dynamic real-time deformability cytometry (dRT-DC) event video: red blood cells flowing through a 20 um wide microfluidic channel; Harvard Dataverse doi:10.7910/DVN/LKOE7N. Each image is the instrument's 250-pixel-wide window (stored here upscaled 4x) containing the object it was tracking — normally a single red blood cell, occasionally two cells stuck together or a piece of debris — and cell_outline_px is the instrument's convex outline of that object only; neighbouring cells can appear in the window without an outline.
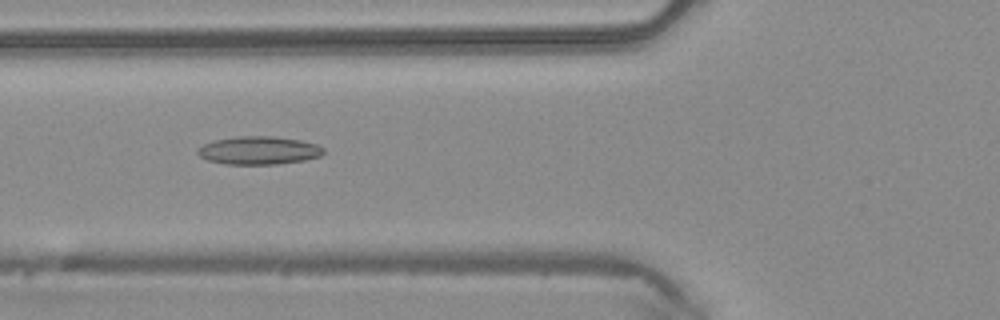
{"species": "common noctule bat (a hibernating species)", "species_latin": "Nyctalus noctula", "temperature_condition": "warm", "stored_images_in_passage": 39, "camera_frame_rate_fps": 3000, "um_per_image_px": 0.085, "animal": {"sex": "male", "body_mass_g": 20.4}, "frame": {"image": 1, "passage_image": 10, "time_ms": 3.0, "image_size_px": [1000, 320], "cell_outline_px": [[324, 152], [320, 156], [304, 160], [276, 164], [224, 164], [208, 160], [200, 156], [196, 152], [196, 148], [204, 144], [216, 140], [236, 136], [272, 136], [300, 140], [316, 144], [324, 148]], "centroid_in_image_um": [21.98, 12.78], "position_along_channel_um": 103.8, "area_um2": 20.58}}
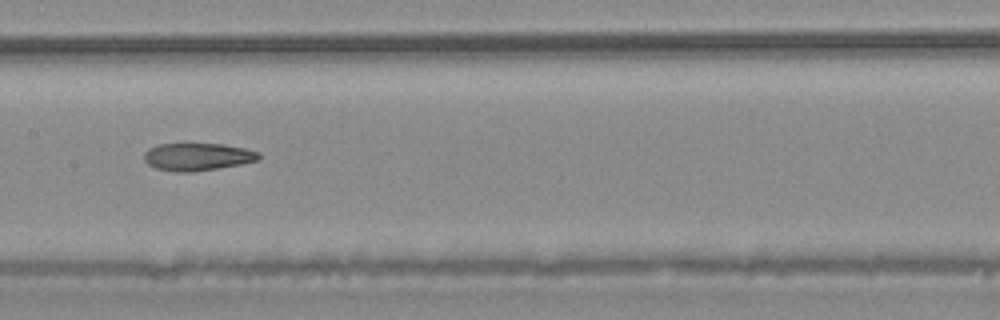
{"frame": {"image": 2, "passage_image": 16, "time_ms": 5.0, "image_size_px": [1000, 320], "cell_outline_px": [[260, 156], [256, 160], [240, 164], [192, 172], [176, 172], [156, 168], [148, 164], [144, 160], [144, 152], [148, 148], [160, 144], [224, 144], [244, 148], [260, 152]], "centroid_in_image_um": [16.76, 13.32], "position_along_channel_um": 190.6, "area_um2": 18.26}}
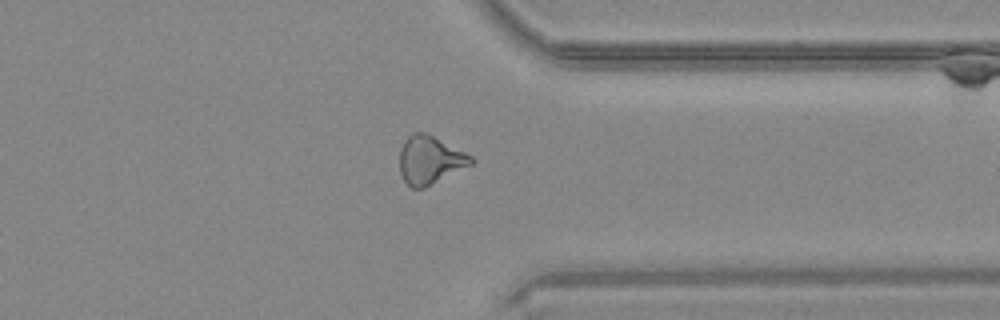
{"frame": {"image": 3, "passage_image": 29, "time_ms": 9.333, "image_size_px": [1000, 320], "cell_outline_px": [[476, 160], [472, 164], [424, 188], [412, 188], [404, 180], [400, 172], [400, 148], [404, 140], [412, 132], [428, 132], [472, 156]], "centroid_in_image_um": [36.54, 13.57], "position_along_channel_um": 374.9, "area_um2": 20.11}}